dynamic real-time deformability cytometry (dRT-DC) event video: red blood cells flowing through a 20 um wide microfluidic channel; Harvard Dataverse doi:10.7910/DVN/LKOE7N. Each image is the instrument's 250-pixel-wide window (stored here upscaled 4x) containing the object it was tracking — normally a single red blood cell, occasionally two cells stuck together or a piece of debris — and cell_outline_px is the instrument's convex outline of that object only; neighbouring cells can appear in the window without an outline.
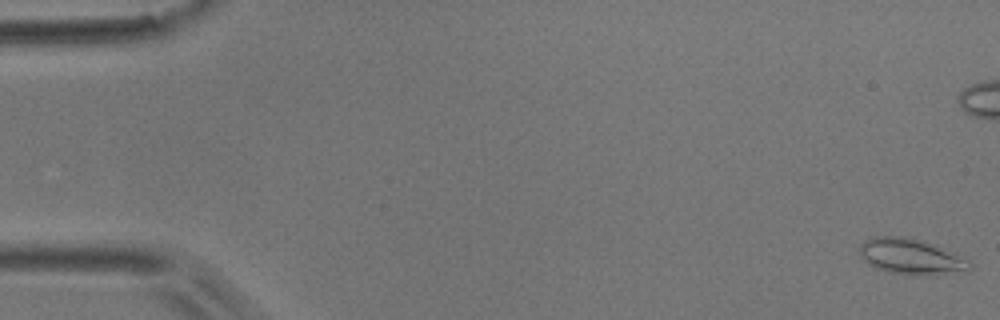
{"species": "common noctule bat (a hibernating species)", "species_latin": "Nyctalus noctula", "temperature_condition": "room temperature", "stored_images_in_passage": 53, "camera_frame_rate_fps": 3000, "um_per_image_px": 0.085, "animal": {"sex": "male", "body_mass_g": 17.9}, "frame": {"image": 1, "passage_image": 1, "time_ms": 0.0, "image_size_px": [1000, 320], "cell_outline_px": [[972, 268], [924, 276], [912, 276], [892, 272], [876, 268], [868, 264], [860, 256], [860, 244], [864, 240], [872, 236], [904, 236], [936, 244], [968, 260], [972, 264]], "centroid_in_image_um": [77.37, 21.79], "position_along_channel_um": 7.6, "area_um2": 22.83}}
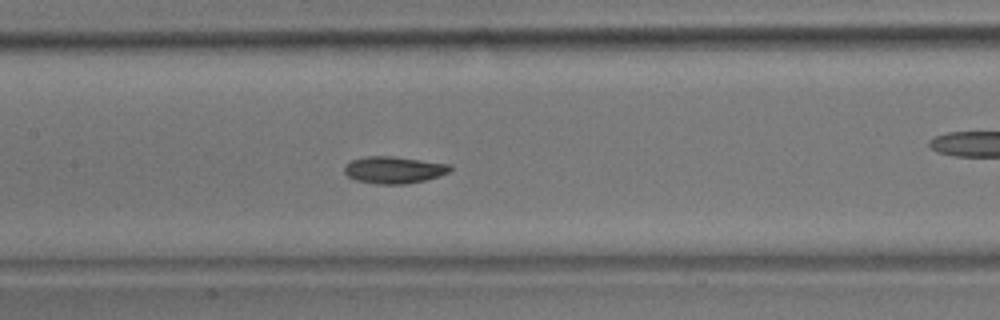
{"frame": {"image": 2, "passage_image": 25, "time_ms": 8.0, "image_size_px": [1000, 320], "cell_outline_px": [[452, 168], [448, 172], [440, 176], [408, 184], [376, 184], [356, 180], [348, 176], [344, 172], [344, 168], [352, 160], [368, 156], [392, 156], [452, 164]], "centroid_in_image_um": [33.51, 14.44], "position_along_channel_um": 173.9, "area_um2": 16.59}}
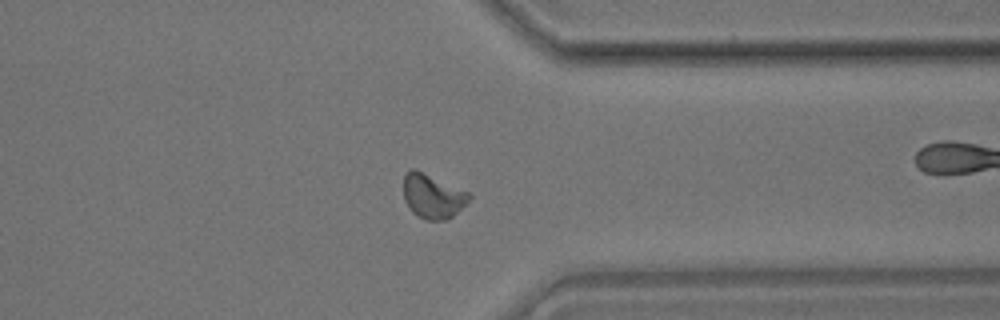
{"frame": {"image": 3, "passage_image": 41, "time_ms": 13.333, "image_size_px": [1000, 320], "cell_outline_px": [[472, 196], [452, 216], [444, 220], [428, 220], [412, 212], [404, 200], [404, 176], [412, 168], [416, 168], [468, 192]], "centroid_in_image_um": [36.75, 16.65], "position_along_channel_um": 374.7, "area_um2": 16.65}, "authors_computed_cell_mechanics": {"area_um2": 16.473, "velocity_mm_per_s": 3.8312, "shape_relaxation_time_tau1_ms": 3.0997, "shape_relaxation_time_tau2_ms": 2.9347, "deformation_change_tau1": 0.1007, "deformation_change_tau2": 0.0728}}